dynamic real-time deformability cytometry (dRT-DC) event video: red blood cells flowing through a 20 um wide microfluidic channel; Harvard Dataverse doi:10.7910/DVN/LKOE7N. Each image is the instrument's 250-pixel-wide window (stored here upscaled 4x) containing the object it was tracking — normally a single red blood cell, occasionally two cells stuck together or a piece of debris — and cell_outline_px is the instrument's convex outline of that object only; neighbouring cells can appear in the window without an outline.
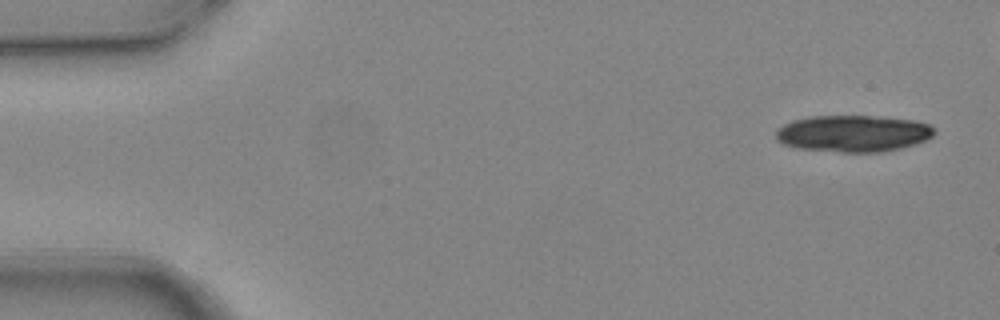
{"species": "common noctule bat (a hibernating species)", "species_latin": "Nyctalus noctula", "temperature_condition": "warm", "stored_images_in_passage": 6, "camera_frame_rate_fps": 3000, "um_per_image_px": 0.085, "animal": {"sex": "female", "body_mass_g": 24.6, "forearm_length_mm": 56.2}, "frame": {"image": 1, "passage_image": 1, "time_ms": 0.0, "image_size_px": [1000, 320], "cell_outline_px": [[936, 132], [932, 136], [916, 144], [900, 148], [880, 152], [840, 152], [796, 148], [784, 144], [776, 140], [776, 128], [792, 120], [808, 116], [872, 116], [916, 120], [932, 124], [936, 128]], "centroid_in_image_um": [72.53, 11.34], "position_along_channel_um": 12.5, "area_um2": 34.22}}